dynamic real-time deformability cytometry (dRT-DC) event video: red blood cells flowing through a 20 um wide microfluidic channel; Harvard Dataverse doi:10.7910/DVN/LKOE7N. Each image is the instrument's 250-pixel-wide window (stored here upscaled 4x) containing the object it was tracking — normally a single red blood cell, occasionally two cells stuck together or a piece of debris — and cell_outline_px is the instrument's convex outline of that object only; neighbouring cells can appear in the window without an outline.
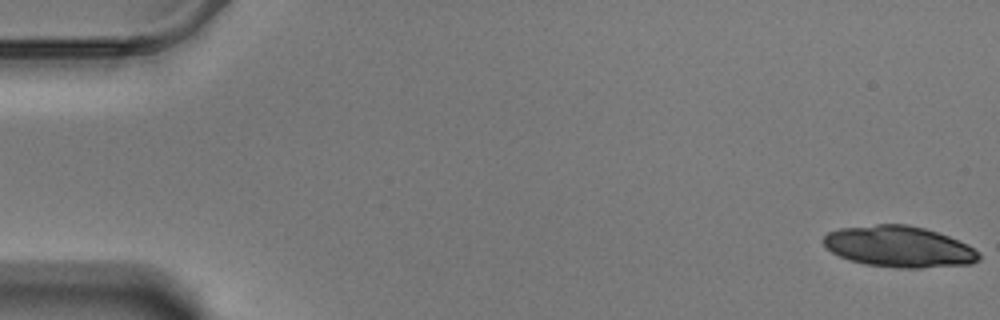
{"species": "Egyptian fruit bat (a non-hibernating species)", "species_latin": "Rousettus aegyptiacus", "temperature_condition": "warm", "stored_images_in_passage": 28, "camera_frame_rate_fps": 3000, "um_per_image_px": 0.085, "animal": {"sex": "male"}, "frame": {"image": 1, "passage_image": 1, "time_ms": 0.0, "image_size_px": [1000, 320], "cell_outline_px": [[980, 260], [972, 264], [920, 268], [896, 268], [864, 264], [848, 260], [832, 252], [824, 244], [824, 236], [828, 232], [840, 228], [876, 224], [908, 224], [924, 228], [948, 236], [968, 244], [980, 252]], "centroid_in_image_um": [76.45, 20.97], "position_along_channel_um": 8.6, "area_um2": 37.45}}
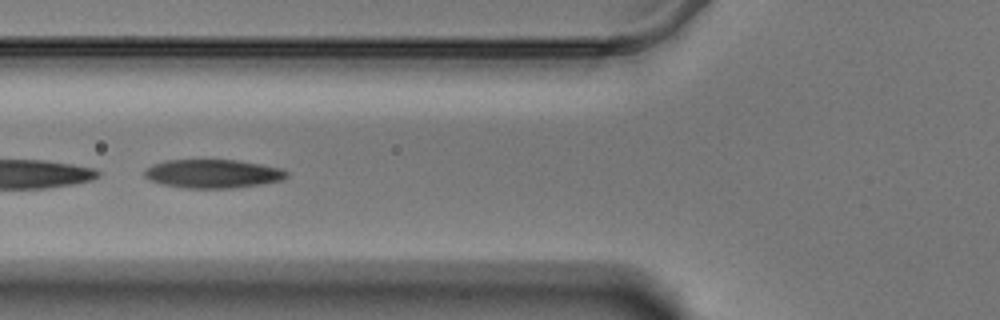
{"frame": {"image": 2, "passage_image": 23, "time_ms": 7.333, "image_size_px": [1000, 320], "cell_outline_px": [[288, 176], [284, 180], [260, 184], [232, 188], [184, 188], [160, 184], [148, 180], [144, 176], [144, 168], [152, 164], [164, 160], [236, 160], [284, 168], [288, 172]], "centroid_in_image_um": [18.07, 14.76], "position_along_channel_um": 107.7, "area_um2": 24.04}}